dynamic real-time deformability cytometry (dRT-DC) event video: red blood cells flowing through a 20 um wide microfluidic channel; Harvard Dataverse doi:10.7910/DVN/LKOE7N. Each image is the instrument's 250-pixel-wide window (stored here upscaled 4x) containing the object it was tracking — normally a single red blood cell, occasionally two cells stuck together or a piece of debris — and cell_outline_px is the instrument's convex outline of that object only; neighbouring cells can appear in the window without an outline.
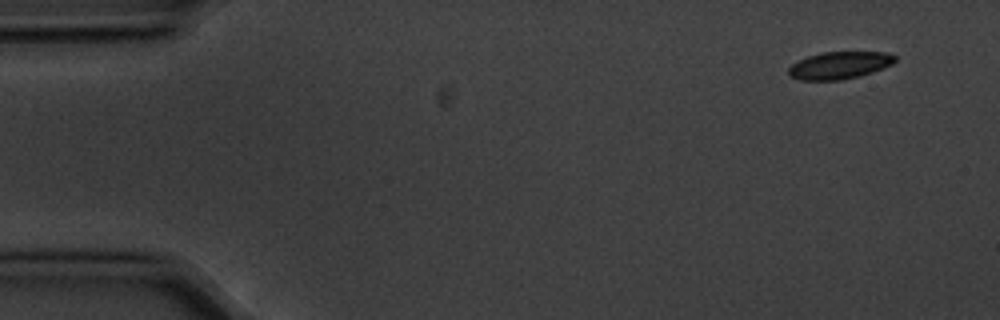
{"species": "common noctule bat (a hibernating species)", "species_latin": "Nyctalus noctula", "temperature_condition": "cold", "stored_images_in_passage": 5, "camera_frame_rate_fps": 3000, "um_per_image_px": 0.085, "animal": {"sex": "male", "body_mass_g": 20.1, "forearm_length_mm": 53.5}, "frame": {"image": 1, "passage_image": 1, "time_ms": 0.0, "image_size_px": [1000, 320], "cell_outline_px": [[896, 60], [892, 64], [872, 72], [860, 76], [840, 80], [800, 80], [788, 76], [788, 68], [792, 64], [808, 56], [820, 52], [888, 52], [896, 56]], "centroid_in_image_um": [71.34, 5.55], "position_along_channel_um": 13.7, "area_um2": 16.99}}
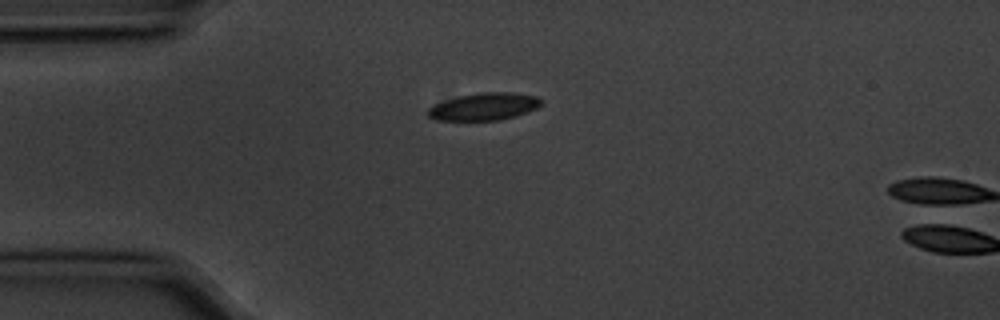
{"frame": {"image": 2, "passage_image": 4, "time_ms": 1.0, "image_size_px": [1000, 320], "cell_outline_px": [[544, 100], [536, 108], [516, 116], [500, 120], [436, 120], [428, 116], [424, 112], [432, 104], [460, 96], [484, 92], [512, 92], [536, 96]], "centroid_in_image_um": [41.12, 9.06], "position_along_channel_um": 43.9, "area_um2": 18.09}}